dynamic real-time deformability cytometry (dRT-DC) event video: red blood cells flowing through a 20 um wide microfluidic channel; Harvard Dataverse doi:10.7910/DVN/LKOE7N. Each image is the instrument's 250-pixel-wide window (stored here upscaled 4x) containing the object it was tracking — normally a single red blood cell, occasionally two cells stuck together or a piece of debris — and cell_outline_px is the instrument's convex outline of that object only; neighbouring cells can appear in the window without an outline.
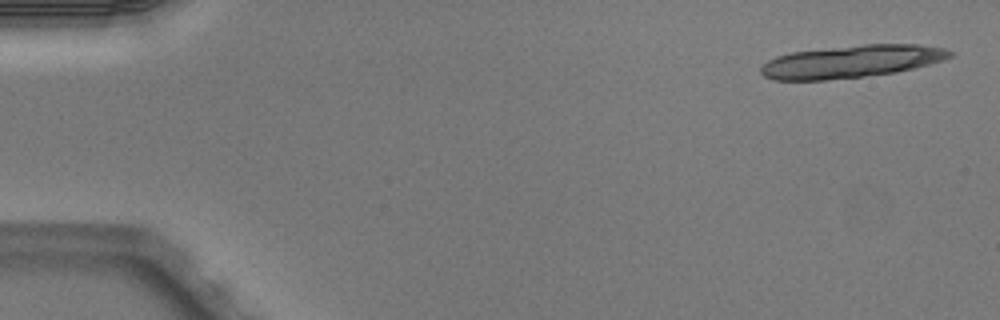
{"species": "Egyptian fruit bat (a non-hibernating species)", "species_latin": "Rousettus aegyptiacus", "temperature_condition": "warm", "stored_images_in_passage": 4, "camera_frame_rate_fps": 3000, "um_per_image_px": 0.085, "animal": {"sex": "male"}, "frame": {"image": 1, "passage_image": 1, "time_ms": 0.0, "image_size_px": [1000, 320], "cell_outline_px": [[952, 56], [928, 64], [896, 72], [824, 80], [772, 80], [764, 76], [760, 72], [760, 68], [768, 60], [776, 56], [792, 52], [864, 44], [920, 44], [944, 48], [952, 52]], "centroid_in_image_um": [72.33, 5.22], "position_along_channel_um": 12.7, "area_um2": 35.43}}
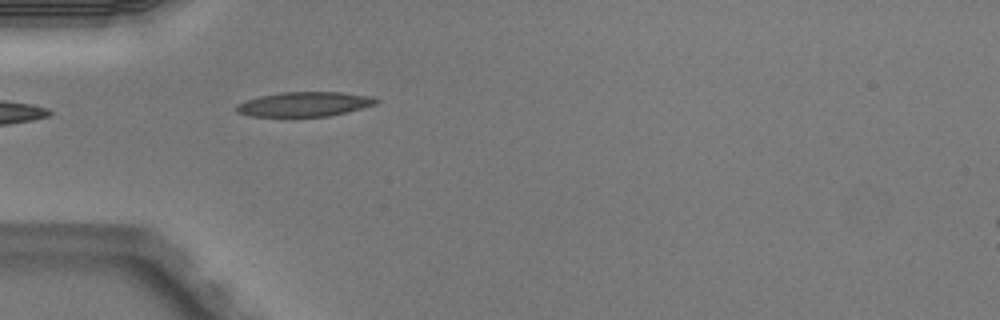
{"frame": {"image": 2, "passage_image": 4, "time_ms": 1.0, "image_size_px": [1000, 320], "cell_outline_px": [[380, 100], [376, 104], [348, 112], [328, 116], [252, 116], [236, 112], [236, 104], [244, 100], [260, 96], [280, 92], [340, 92], [372, 96]], "centroid_in_image_um": [25.88, 8.85], "position_along_channel_um": 59.1, "area_um2": 20.06}}